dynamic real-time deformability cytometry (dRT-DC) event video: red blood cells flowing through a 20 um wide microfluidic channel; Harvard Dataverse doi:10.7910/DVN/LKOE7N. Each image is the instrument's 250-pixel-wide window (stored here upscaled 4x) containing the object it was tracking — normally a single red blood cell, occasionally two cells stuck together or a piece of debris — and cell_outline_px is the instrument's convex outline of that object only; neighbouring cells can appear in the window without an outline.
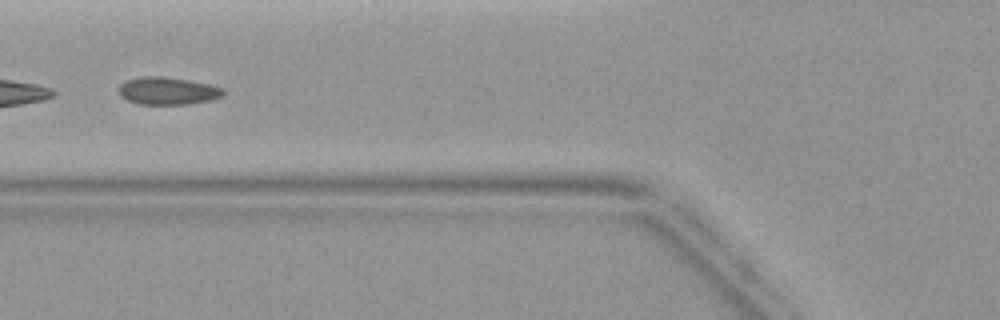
{"species": "common noctule bat (a hibernating species)", "species_latin": "Nyctalus noctula", "temperature_condition": "warm", "stored_images_in_passage": 4, "camera_frame_rate_fps": 3000, "um_per_image_px": 0.085, "animal": {"sex": "female", "body_mass_g": 19.9}, "frame": {"image": 1, "passage_image": 4, "time_ms": 3.667, "image_size_px": [1000, 320], "cell_outline_px": [[224, 96], [212, 100], [188, 104], [136, 104], [120, 96], [116, 92], [116, 88], [124, 80], [140, 76], [160, 76], [188, 80], [212, 84], [224, 88]], "centroid_in_image_um": [14.22, 7.72], "position_along_channel_um": 111.6, "area_um2": 17.22}}